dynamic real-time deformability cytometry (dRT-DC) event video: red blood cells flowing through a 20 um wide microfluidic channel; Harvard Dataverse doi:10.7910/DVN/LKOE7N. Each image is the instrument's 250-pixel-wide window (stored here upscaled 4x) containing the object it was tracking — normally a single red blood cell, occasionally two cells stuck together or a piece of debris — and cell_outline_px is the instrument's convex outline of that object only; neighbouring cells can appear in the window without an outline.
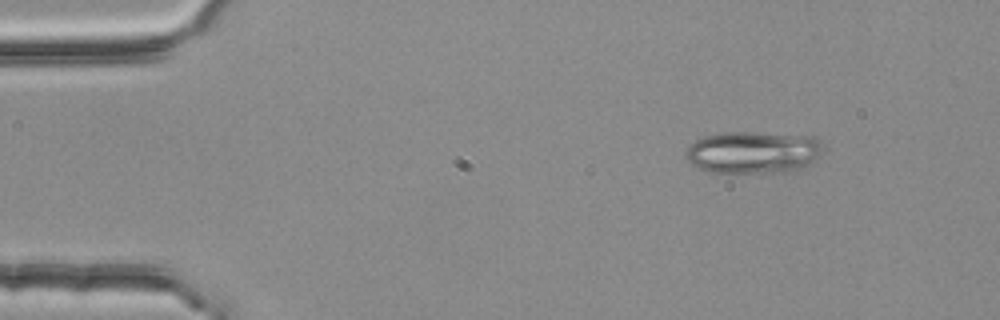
{"species": "common noctule bat (a hibernating species)", "species_latin": "Nyctalus noctula", "temperature_condition": "room temperature", "stored_images_in_passage": 3, "camera_frame_rate_fps": 3000, "um_per_image_px": 0.085, "animal": {"sex": "female", "body_mass_g": 25.1}, "frame": {"image": 1, "passage_image": 1, "time_ms": 0.0, "image_size_px": [1000, 320], "cell_outline_px": [[828, 148], [804, 168], [788, 172], [708, 172], [692, 164], [684, 156], [684, 152], [696, 140], [704, 136], [728, 132], [748, 132], [816, 136]], "centroid_in_image_um": [64.09, 12.94], "position_along_channel_um": 20.9, "area_um2": 34.04}}